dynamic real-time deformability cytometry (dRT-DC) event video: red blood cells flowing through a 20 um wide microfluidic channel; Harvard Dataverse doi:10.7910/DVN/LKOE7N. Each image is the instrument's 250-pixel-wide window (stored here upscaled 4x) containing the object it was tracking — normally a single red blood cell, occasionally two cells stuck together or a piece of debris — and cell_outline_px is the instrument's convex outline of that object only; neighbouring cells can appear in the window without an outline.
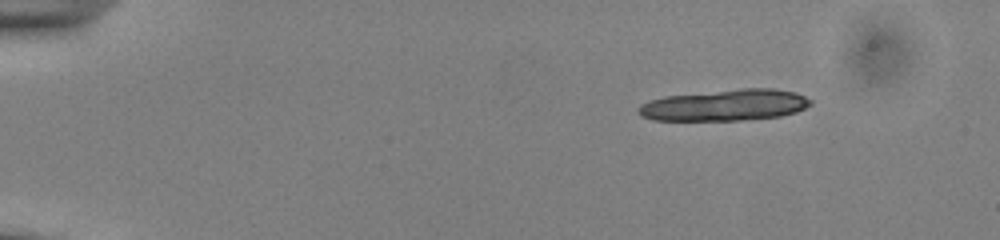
{"species": "common noctule bat (a hibernating species)", "species_latin": "Nyctalus noctula", "temperature_condition": "cold", "stored_images_in_passage": 13, "camera_frame_rate_fps": 3000, "um_per_image_px": 0.085, "animal": {"sex": "male", "body_mass_g": 13.0, "forearm_length_mm": 53.1}, "frame": {"image": 1, "passage_image": 1, "time_ms": 0.0, "image_size_px": [1000, 240], "cell_outline_px": [[812, 104], [796, 112], [780, 116], [740, 120], [652, 120], [640, 116], [636, 112], [636, 108], [640, 104], [648, 100], [664, 96], [744, 88], [772, 88], [796, 92], [812, 100]], "centroid_in_image_um": [61.58, 8.93], "position_along_channel_um": 23.4, "area_um2": 31.62}}